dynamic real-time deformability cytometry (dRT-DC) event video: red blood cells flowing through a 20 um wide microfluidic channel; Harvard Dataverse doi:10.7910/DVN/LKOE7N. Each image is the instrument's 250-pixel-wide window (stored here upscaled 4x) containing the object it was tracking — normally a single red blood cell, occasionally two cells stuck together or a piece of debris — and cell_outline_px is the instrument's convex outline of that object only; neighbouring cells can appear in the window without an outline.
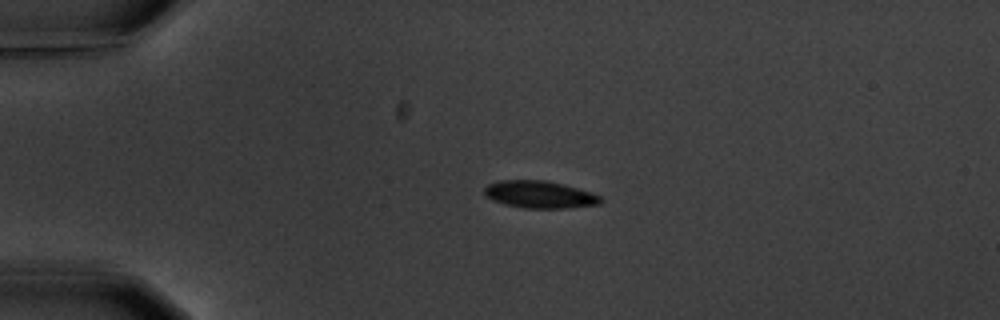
{"species": "common noctule bat (a hibernating species)", "species_latin": "Nyctalus noctula", "temperature_condition": "warm", "stored_images_in_passage": 1, "camera_frame_rate_fps": 3000, "um_per_image_px": 0.085, "animal": {"sex": "male", "body_mass_g": 20.1, "forearm_length_mm": 53.5}, "frame": {"image": 1, "passage_image": 1, "time_ms": 0.0, "image_size_px": [1000, 320], "cell_outline_px": [[604, 200], [600, 204], [564, 208], [524, 208], [504, 204], [488, 196], [484, 192], [484, 188], [488, 184], [500, 180], [548, 180], [564, 184], [592, 192], [600, 196]], "centroid_in_image_um": [45.92, 16.52], "position_along_channel_um": 39.1, "area_um2": 18.44}}